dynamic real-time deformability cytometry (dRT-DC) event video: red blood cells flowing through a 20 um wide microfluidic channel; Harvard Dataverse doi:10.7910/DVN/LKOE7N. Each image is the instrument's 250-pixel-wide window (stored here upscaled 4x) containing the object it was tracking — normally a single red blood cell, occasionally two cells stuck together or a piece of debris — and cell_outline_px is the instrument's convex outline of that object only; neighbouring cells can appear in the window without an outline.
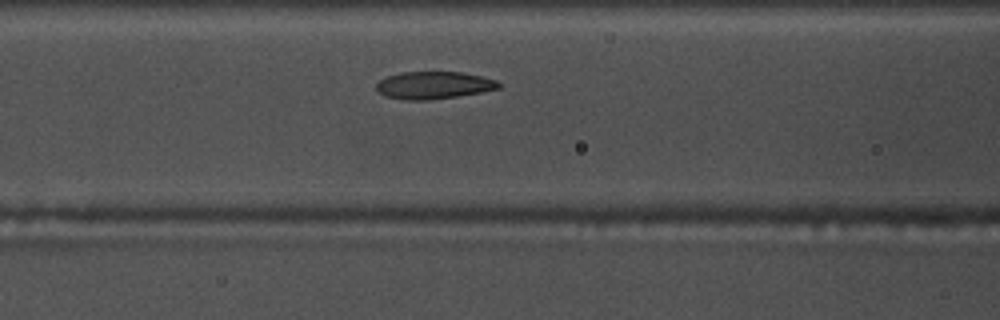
{"species": "common noctule bat (a hibernating species)", "species_latin": "Nyctalus noctula", "temperature_condition": "warm", "stored_images_in_passage": 17, "camera_frame_rate_fps": 3000, "um_per_image_px": 0.085, "animal": {"sex": "male", "body_mass_g": 17.5, "forearm_length_mm": 52.3}, "frame": {"image": 1, "passage_image": 12, "time_ms": 3.667, "image_size_px": [1000, 320], "cell_outline_px": [[500, 88], [480, 92], [456, 96], [428, 100], [404, 100], [384, 96], [376, 88], [376, 84], [380, 80], [388, 76], [400, 72], [460, 72], [480, 76], [496, 80], [500, 84]], "centroid_in_image_um": [36.83, 7.24], "position_along_channel_um": 129.8, "area_um2": 19.36}}